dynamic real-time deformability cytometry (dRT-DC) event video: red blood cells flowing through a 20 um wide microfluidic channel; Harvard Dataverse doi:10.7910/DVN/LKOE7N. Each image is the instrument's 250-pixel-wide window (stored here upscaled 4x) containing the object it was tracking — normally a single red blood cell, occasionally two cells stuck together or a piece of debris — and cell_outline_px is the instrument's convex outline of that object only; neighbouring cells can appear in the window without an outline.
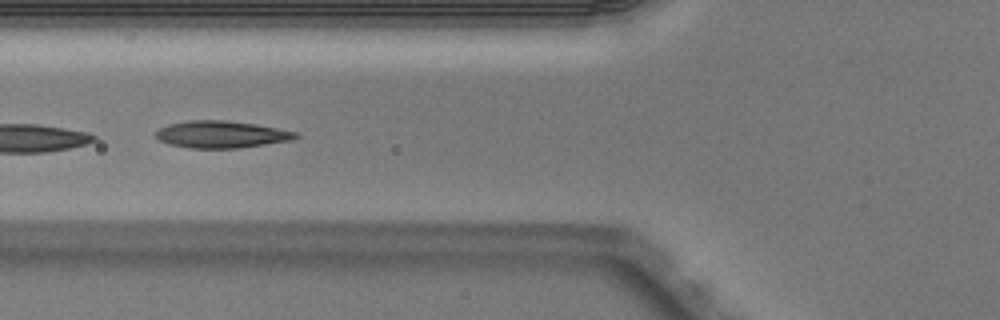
{"species": "Egyptian fruit bat (a non-hibernating species)", "species_latin": "Rousettus aegyptiacus", "temperature_condition": "warm", "stored_images_in_passage": 6, "camera_frame_rate_fps": 3000, "um_per_image_px": 0.085, "animal": {"sex": "male"}, "frame": {"image": 1, "passage_image": 6, "time_ms": 1.667, "image_size_px": [1000, 320], "cell_outline_px": [[300, 136], [292, 140], [240, 148], [188, 148], [168, 144], [160, 140], [156, 136], [156, 132], [160, 128], [168, 124], [188, 120], [224, 120], [256, 124], [296, 132]], "centroid_in_image_um": [18.81, 11.42], "position_along_channel_um": 107.0, "area_um2": 22.02}}